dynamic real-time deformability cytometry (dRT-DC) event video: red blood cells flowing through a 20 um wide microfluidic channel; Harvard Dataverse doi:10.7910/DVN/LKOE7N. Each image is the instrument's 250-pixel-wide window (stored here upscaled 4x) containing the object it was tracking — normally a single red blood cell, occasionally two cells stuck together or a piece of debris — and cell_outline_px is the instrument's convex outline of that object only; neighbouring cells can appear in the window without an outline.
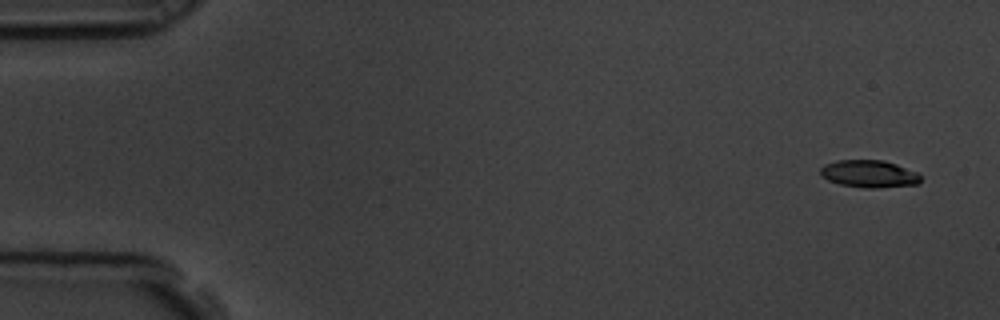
{"species": "common noctule bat (a hibernating species)", "species_latin": "Nyctalus noctula", "temperature_condition": "room temperature", "stored_images_in_passage": 5, "camera_frame_rate_fps": 3000, "um_per_image_px": 0.085, "animal": {"sex": "male", "body_mass_g": 19.5, "forearm_length_mm": 54.6}, "frame": {"image": 1, "passage_image": 1, "time_ms": 0.0, "image_size_px": [1000, 320], "cell_outline_px": [[920, 184], [876, 188], [864, 188], [840, 184], [828, 180], [820, 176], [820, 168], [824, 164], [836, 160], [884, 160], [896, 164], [916, 172], [920, 176]], "centroid_in_image_um": [73.84, 14.77], "position_along_channel_um": 11.2, "area_um2": 16.07}}
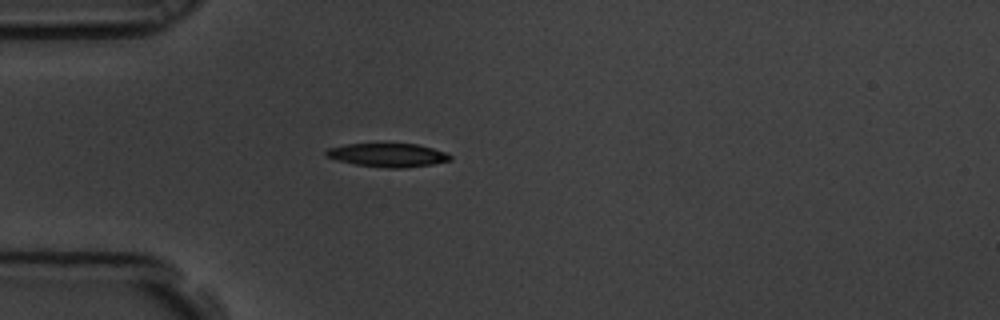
{"frame": {"image": 2, "passage_image": 5, "time_ms": 1.333, "image_size_px": [1000, 320], "cell_outline_px": [[452, 160], [432, 164], [404, 168], [388, 168], [356, 164], [336, 160], [324, 156], [324, 152], [328, 148], [344, 144], [416, 144], [432, 148], [444, 152], [452, 156]], "centroid_in_image_um": [32.93, 13.18], "position_along_channel_um": 52.1, "area_um2": 16.99}}